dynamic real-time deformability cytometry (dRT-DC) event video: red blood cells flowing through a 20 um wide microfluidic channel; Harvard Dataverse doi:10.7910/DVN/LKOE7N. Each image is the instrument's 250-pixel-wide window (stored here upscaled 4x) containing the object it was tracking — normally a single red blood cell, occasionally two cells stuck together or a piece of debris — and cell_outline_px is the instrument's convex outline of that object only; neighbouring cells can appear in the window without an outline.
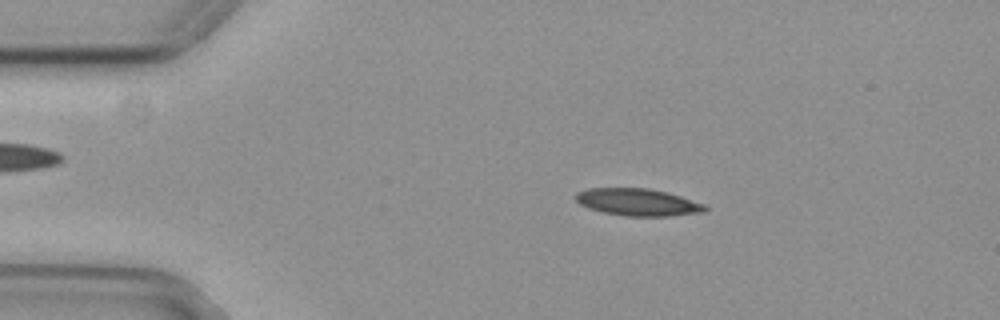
{"species": "common noctule bat (a hibernating species)", "species_latin": "Nyctalus noctula", "temperature_condition": "cold", "stored_images_in_passage": 55, "camera_frame_rate_fps": 3000, "um_per_image_px": 0.085, "animal": {"sex": "female", "body_mass_g": 29.2, "forearm_length_mm": 56.3}, "frame": {"image": 1, "passage_image": 10, "time_ms": 3.0, "image_size_px": [1000, 320], "cell_outline_px": [[708, 208], [704, 212], [668, 216], [624, 216], [604, 212], [588, 208], [580, 204], [576, 200], [576, 192], [588, 188], [648, 188], [668, 192], [704, 204]], "centroid_in_image_um": [54.2, 17.18], "position_along_channel_um": 30.8, "area_um2": 20.46}}
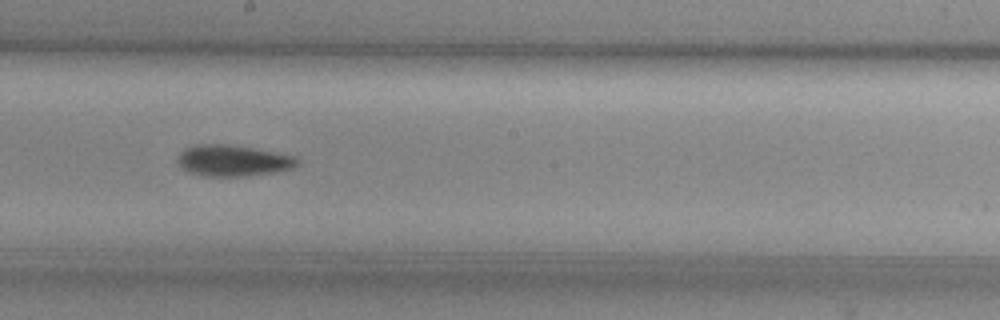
{"frame": {"image": 2, "passage_image": 30, "time_ms": 9.667, "image_size_px": [1000, 320], "cell_outline_px": [[300, 164], [296, 168], [276, 172], [248, 176], [204, 176], [188, 172], [180, 168], [176, 160], [180, 152], [184, 148], [196, 144], [228, 144], [252, 148], [292, 156]], "centroid_in_image_um": [19.75, 13.66], "position_along_channel_um": 228.5, "area_um2": 21.91}}
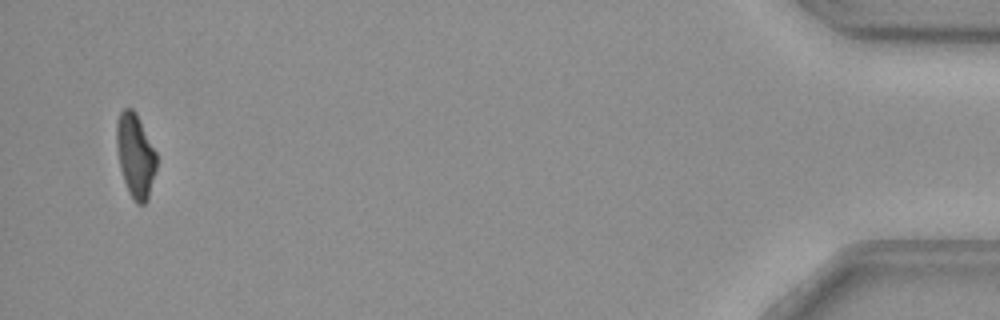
{"frame": {"image": 3, "passage_image": 53, "time_ms": 17.333, "image_size_px": [1000, 320], "cell_outline_px": [[156, 168], [148, 200], [144, 204], [136, 204], [128, 192], [120, 168], [116, 144], [116, 124], [120, 112], [124, 108], [132, 108], [136, 112], [156, 152]], "centroid_in_image_um": [11.5, 13.23], "position_along_channel_um": 423.7, "area_um2": 19.54}, "authors_computed_cell_mechanics": {"area_um2": 20.5768, "velocity_mm_per_s": 3.7131, "shape_relaxation_time_tau1_ms": 6.7358, "shape_relaxation_time_tau2_ms": null, "deformation_change_tau1": 0.1819, "deformation_change_tau2": null}}